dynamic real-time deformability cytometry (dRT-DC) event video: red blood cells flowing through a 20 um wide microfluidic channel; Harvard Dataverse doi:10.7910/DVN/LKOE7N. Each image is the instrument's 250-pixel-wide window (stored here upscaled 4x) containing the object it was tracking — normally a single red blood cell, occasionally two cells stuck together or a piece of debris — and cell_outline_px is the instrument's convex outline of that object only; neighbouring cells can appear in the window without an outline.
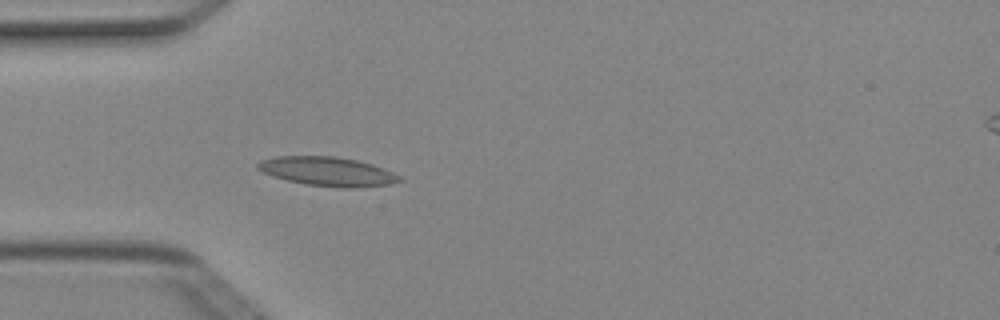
{"species": "Egyptian fruit bat (a non-hibernating species)", "species_latin": "Rousettus aegyptiacus", "temperature_condition": "cold", "stored_images_in_passage": 4, "camera_frame_rate_fps": 3000, "um_per_image_px": 0.085, "animal": {"sex": "female"}, "frame": {"image": 1, "passage_image": 4, "time_ms": 1.0, "image_size_px": [1000, 320], "cell_outline_px": [[404, 180], [392, 184], [356, 188], [344, 188], [304, 184], [272, 176], [256, 168], [256, 164], [260, 160], [276, 156], [336, 156], [356, 160], [372, 164], [392, 172], [400, 176]], "centroid_in_image_um": [27.85, 14.58], "position_along_channel_um": 57.2, "area_um2": 24.1}}